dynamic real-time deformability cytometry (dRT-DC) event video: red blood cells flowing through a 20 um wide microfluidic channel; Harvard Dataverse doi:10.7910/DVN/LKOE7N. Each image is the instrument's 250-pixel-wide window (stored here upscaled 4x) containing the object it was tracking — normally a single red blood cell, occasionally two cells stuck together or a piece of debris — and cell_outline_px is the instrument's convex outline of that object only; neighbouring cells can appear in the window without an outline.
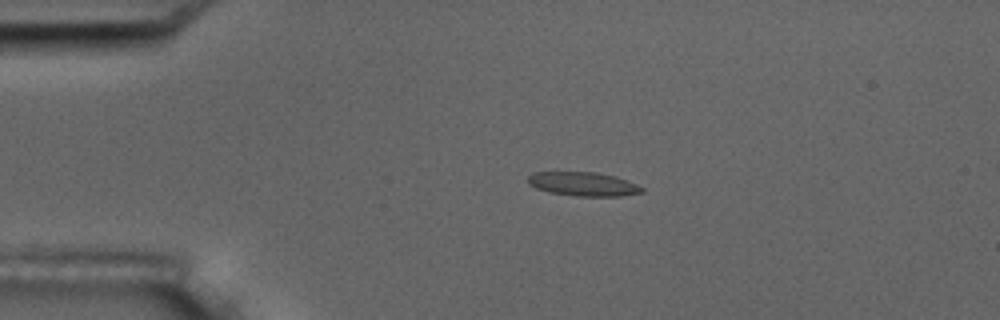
{"species": "common noctule bat (a hibernating species)", "species_latin": "Nyctalus noctula", "temperature_condition": "room temperature", "stored_images_in_passage": 5, "segment_of_instrument_passage": [1, 2], "camera_frame_rate_fps": 3000, "um_per_image_px": 0.085, "animal": {"sex": "male", "body_mass_g": 17.5, "forearm_length_mm": 52.3}, "frame": {"image": 1, "passage_image": 3, "time_ms": 2.333, "image_size_px": [1000, 320], "cell_outline_px": [[644, 192], [620, 196], [576, 196], [548, 192], [536, 188], [528, 184], [528, 176], [532, 172], [596, 172], [616, 176], [636, 184], [644, 188]], "centroid_in_image_um": [49.56, 15.64], "position_along_channel_um": 35.4, "area_um2": 15.95}}